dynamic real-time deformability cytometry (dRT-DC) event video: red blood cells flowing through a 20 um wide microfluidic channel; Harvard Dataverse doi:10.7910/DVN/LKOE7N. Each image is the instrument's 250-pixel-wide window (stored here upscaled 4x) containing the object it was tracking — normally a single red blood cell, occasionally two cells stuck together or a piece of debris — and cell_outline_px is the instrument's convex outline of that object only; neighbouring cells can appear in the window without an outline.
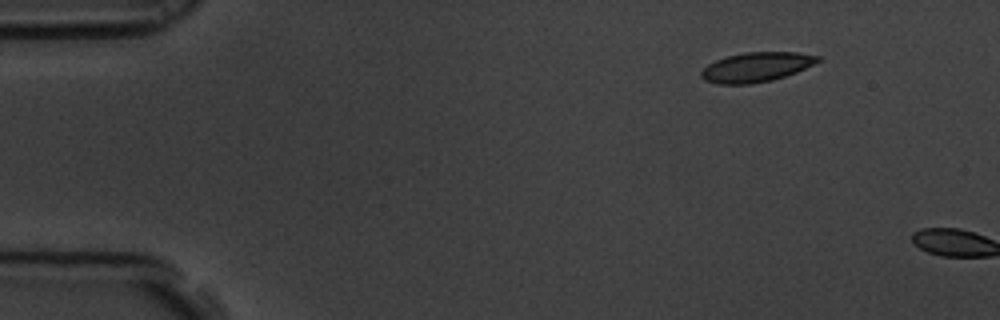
{"species": "common noctule bat (a hibernating species)", "species_latin": "Nyctalus noctula", "temperature_condition": "room temperature", "stored_images_in_passage": 3, "camera_frame_rate_fps": 3000, "um_per_image_px": 0.085, "animal": {"sex": "male", "body_mass_g": 19.5, "forearm_length_mm": 54.6}, "frame": {"image": 1, "passage_image": 1, "time_ms": 0.0, "image_size_px": [1000, 320], "cell_outline_px": [[820, 60], [796, 72], [772, 80], [752, 84], [720, 84], [704, 80], [700, 76], [700, 72], [708, 64], [716, 60], [728, 56], [744, 52], [796, 52], [820, 56]], "centroid_in_image_um": [64.25, 5.7], "position_along_channel_um": 20.7, "area_um2": 19.94}}